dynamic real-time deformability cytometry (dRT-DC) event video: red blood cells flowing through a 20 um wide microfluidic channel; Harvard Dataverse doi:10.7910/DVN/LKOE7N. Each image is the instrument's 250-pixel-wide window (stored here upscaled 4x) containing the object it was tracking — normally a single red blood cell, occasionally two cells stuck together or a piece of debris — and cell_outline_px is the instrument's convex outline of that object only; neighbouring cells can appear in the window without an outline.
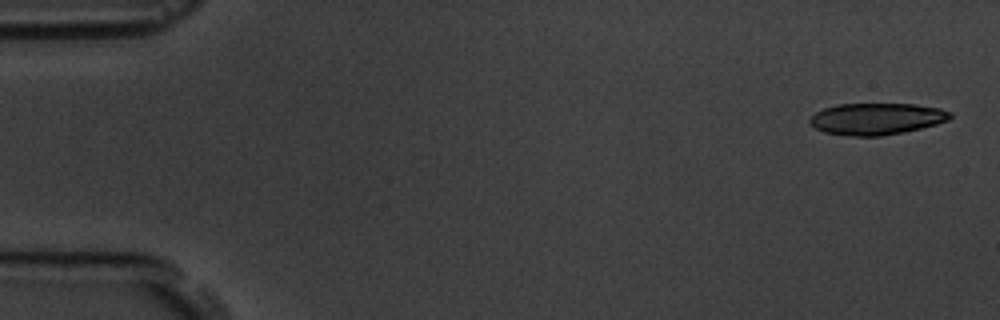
{"species": "common noctule bat (a hibernating species)", "species_latin": "Nyctalus noctula", "temperature_condition": "room temperature", "stored_images_in_passage": 6, "camera_frame_rate_fps": 3000, "um_per_image_px": 0.085, "animal": {"sex": "male", "body_mass_g": 19.5, "forearm_length_mm": 54.6}, "frame": {"image": 1, "passage_image": 1, "time_ms": 0.0, "image_size_px": [1000, 320], "cell_outline_px": [[952, 116], [948, 120], [936, 124], [904, 132], [880, 136], [856, 136], [824, 132], [808, 124], [808, 120], [816, 112], [824, 108], [836, 104], [916, 104], [940, 108], [952, 112]], "centroid_in_image_um": [74.5, 10.09], "position_along_channel_um": 10.5, "area_um2": 25.89}}
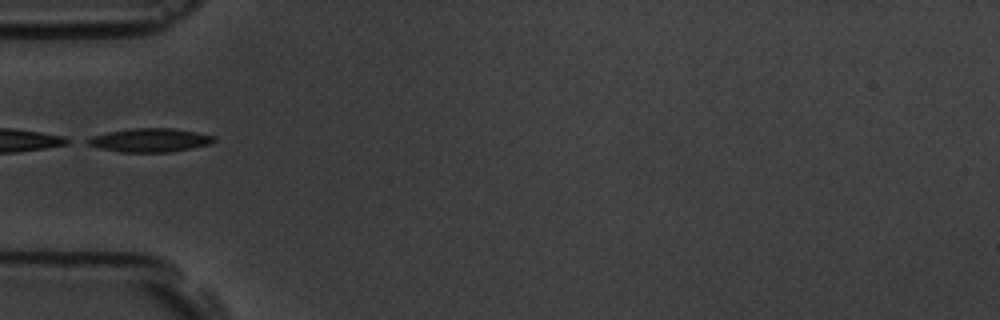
{"frame": {"image": 2, "passage_image": 6, "time_ms": 5.667, "image_size_px": [1000, 320], "cell_outline_px": [[216, 140], [212, 144], [172, 152], [120, 152], [100, 148], [88, 144], [84, 140], [92, 136], [108, 132], [128, 128], [172, 128], [196, 132], [216, 136]], "centroid_in_image_um": [12.77, 11.91], "position_along_channel_um": 72.2, "area_um2": 17.57}}